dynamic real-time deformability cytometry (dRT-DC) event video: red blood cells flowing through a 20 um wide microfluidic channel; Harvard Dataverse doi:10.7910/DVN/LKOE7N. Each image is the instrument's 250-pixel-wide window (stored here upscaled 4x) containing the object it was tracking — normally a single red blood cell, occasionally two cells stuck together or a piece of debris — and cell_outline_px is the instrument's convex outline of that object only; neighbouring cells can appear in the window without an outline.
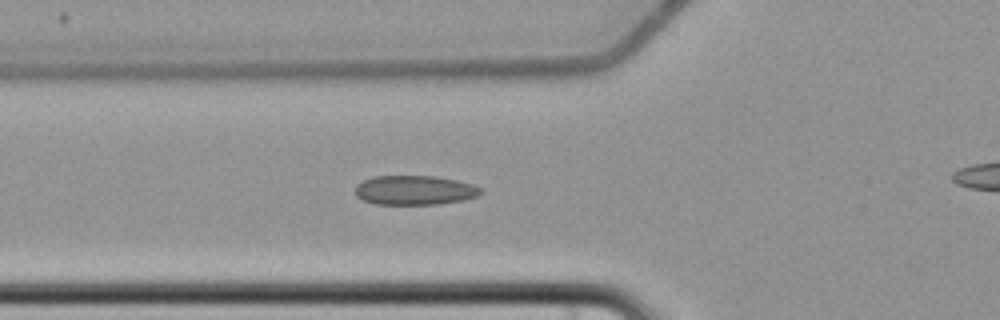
{"species": "common noctule bat (a hibernating species)", "species_latin": "Nyctalus noctula", "temperature_condition": "cold", "stored_images_in_passage": 7, "segment_of_instrument_passage": [1, 2], "camera_frame_rate_fps": 3000, "um_per_image_px": 0.085, "animal": {"sex": "female", "body_mass_g": 22.7, "forearm_length_mm": 54.2}, "frame": {"image": 1, "passage_image": 6, "time_ms": 6.667, "image_size_px": [1000, 320], "cell_outline_px": [[484, 192], [476, 196], [464, 200], [440, 204], [376, 204], [364, 200], [356, 196], [356, 184], [372, 176], [436, 176], [456, 180], [472, 184], [480, 188]], "centroid_in_image_um": [35.25, 16.16], "position_along_channel_um": 90.5, "area_um2": 21.5}}